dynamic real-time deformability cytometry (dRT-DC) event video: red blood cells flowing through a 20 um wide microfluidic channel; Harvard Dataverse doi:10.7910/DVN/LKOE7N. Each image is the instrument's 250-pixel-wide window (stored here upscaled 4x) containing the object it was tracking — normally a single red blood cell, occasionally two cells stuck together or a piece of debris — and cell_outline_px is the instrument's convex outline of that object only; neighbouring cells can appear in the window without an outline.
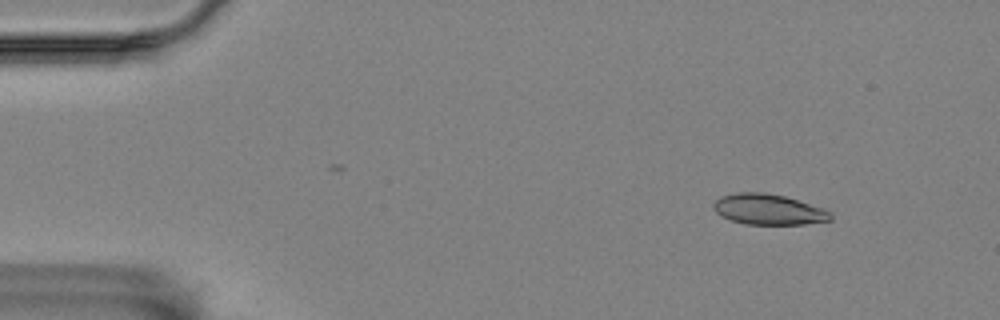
{"species": "Egyptian fruit bat (a non-hibernating species)", "species_latin": "Rousettus aegyptiacus", "temperature_condition": "room temperature", "stored_images_in_passage": 5, "camera_frame_rate_fps": 3000, "um_per_image_px": 0.085, "animal": {"sex": "female"}, "frame": {"image": 1, "passage_image": 2, "time_ms": 0.333, "image_size_px": [1000, 320], "cell_outline_px": [[832, 220], [804, 224], [744, 224], [720, 216], [712, 208], [712, 204], [720, 196], [740, 192], [764, 192], [784, 196], [824, 208], [832, 212]], "centroid_in_image_um": [65.31, 17.8], "position_along_channel_um": 19.7, "area_um2": 20.98}}
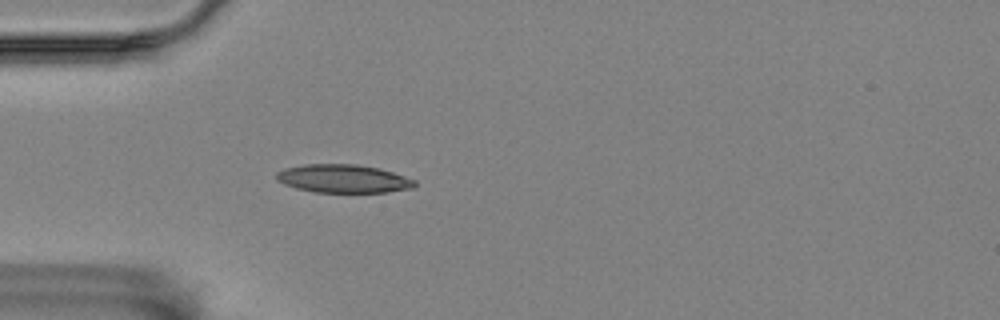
{"frame": {"image": 2, "passage_image": 5, "time_ms": 1.333, "image_size_px": [1000, 320], "cell_outline_px": [[416, 184], [412, 188], [388, 192], [316, 192], [296, 188], [284, 184], [276, 180], [276, 172], [284, 168], [304, 164], [356, 164], [380, 168], [416, 180]], "centroid_in_image_um": [29.16, 15.18], "position_along_channel_um": 55.8, "area_um2": 22.83}}